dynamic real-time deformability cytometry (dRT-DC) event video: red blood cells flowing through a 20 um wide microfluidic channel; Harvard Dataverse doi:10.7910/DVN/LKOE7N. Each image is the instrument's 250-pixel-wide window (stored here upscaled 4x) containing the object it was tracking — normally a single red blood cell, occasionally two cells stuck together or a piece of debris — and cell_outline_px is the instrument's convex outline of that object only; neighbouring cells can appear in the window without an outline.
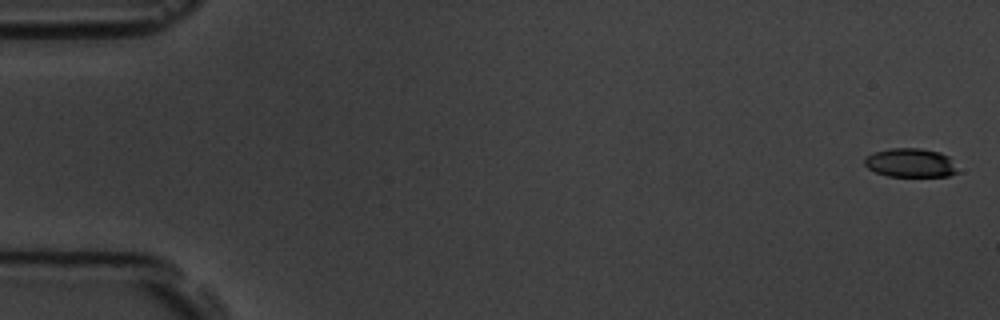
{"species": "common noctule bat (a hibernating species)", "species_latin": "Nyctalus noctula", "temperature_condition": "room temperature", "stored_images_in_passage": 7, "segment_of_instrument_passage": [1, 2], "camera_frame_rate_fps": 3000, "um_per_image_px": 0.085, "animal": {"sex": "male", "body_mass_g": 19.5, "forearm_length_mm": 54.6}, "frame": {"image": 1, "passage_image": 1, "time_ms": 0.0, "image_size_px": [1000, 320], "cell_outline_px": [[960, 172], [948, 176], [888, 176], [876, 172], [868, 168], [864, 164], [864, 160], [872, 152], [892, 148], [920, 148], [940, 152], [948, 156]], "centroid_in_image_um": [77.4, 13.84], "position_along_channel_um": 7.6, "area_um2": 15.66}}
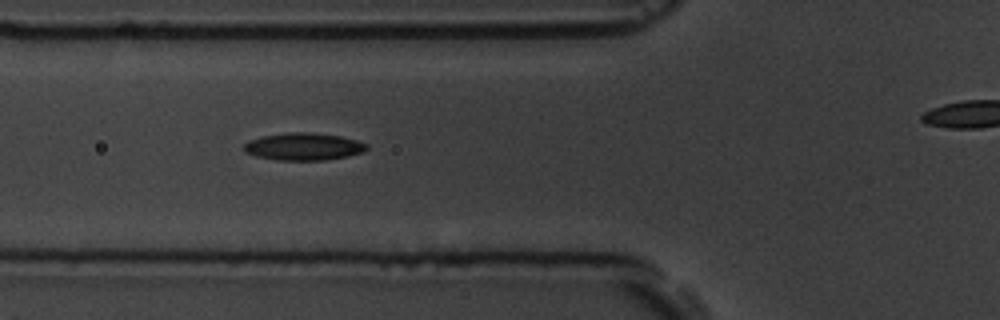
{"frame": {"image": 2, "passage_image": 6, "time_ms": 6.667, "image_size_px": [1000, 320], "cell_outline_px": [[368, 148], [364, 152], [348, 156], [324, 160], [276, 160], [256, 156], [244, 152], [244, 144], [248, 140], [264, 136], [288, 132], [312, 132], [340, 136], [356, 140], [368, 144]], "centroid_in_image_um": [25.81, 12.46], "position_along_channel_um": 100.0, "area_um2": 19.65}}